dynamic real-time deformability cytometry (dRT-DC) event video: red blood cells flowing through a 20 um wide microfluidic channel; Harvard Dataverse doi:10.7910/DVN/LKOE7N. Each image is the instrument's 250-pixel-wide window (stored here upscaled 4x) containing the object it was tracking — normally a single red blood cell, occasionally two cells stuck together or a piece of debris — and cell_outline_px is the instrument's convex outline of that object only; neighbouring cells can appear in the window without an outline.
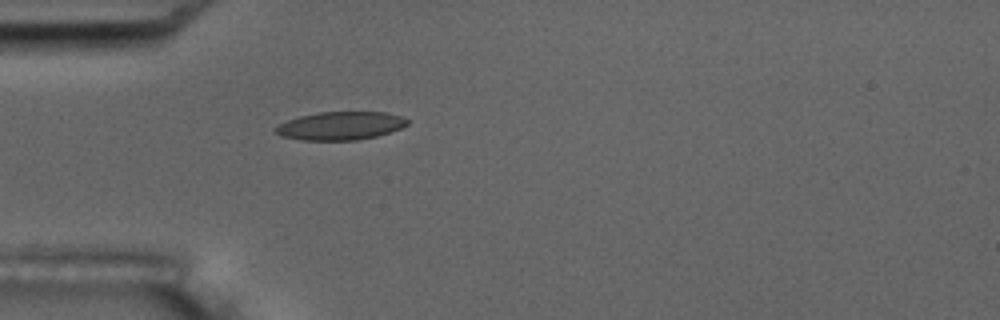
{"species": "common noctule bat (a hibernating species)", "species_latin": "Nyctalus noctula", "temperature_condition": "room temperature", "stored_images_in_passage": 1, "camera_frame_rate_fps": 3000, "um_per_image_px": 0.085, "animal": {"sex": "male", "body_mass_g": 17.5, "forearm_length_mm": 52.3}, "frame": {"image": 1, "passage_image": 1, "time_ms": 0.0, "image_size_px": [1000, 320], "cell_outline_px": [[408, 124], [400, 128], [376, 136], [356, 140], [304, 140], [280, 136], [272, 132], [272, 128], [288, 120], [300, 116], [316, 112], [384, 112], [400, 116], [408, 120]], "centroid_in_image_um": [28.87, 10.69], "position_along_channel_um": 56.1, "area_um2": 21.62}}